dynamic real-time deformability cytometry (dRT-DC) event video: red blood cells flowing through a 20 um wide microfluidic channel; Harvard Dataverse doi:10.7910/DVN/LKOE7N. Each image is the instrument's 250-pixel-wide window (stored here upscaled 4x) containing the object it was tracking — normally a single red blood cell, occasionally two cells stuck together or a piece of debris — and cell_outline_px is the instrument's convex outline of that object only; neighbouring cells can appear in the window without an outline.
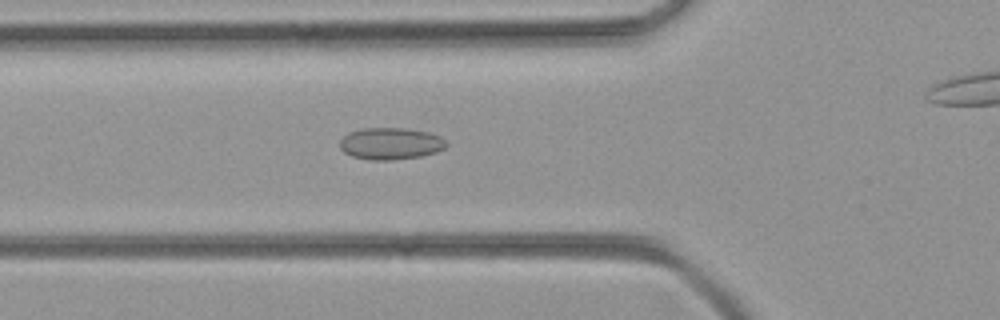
{"species": "common noctule bat (a hibernating species)", "species_latin": "Nyctalus noctula", "temperature_condition": "room temperature", "stored_images_in_passage": 42, "camera_frame_rate_fps": 3000, "um_per_image_px": 0.085, "animal": {"sex": "female", "body_mass_g": 21.9}, "frame": {"image": 1, "passage_image": 17, "time_ms": 5.333, "image_size_px": [1000, 320], "cell_outline_px": [[448, 144], [444, 148], [436, 152], [420, 156], [392, 160], [368, 160], [352, 156], [344, 152], [340, 148], [340, 140], [348, 132], [364, 128], [404, 128], [428, 132], [440, 136]], "centroid_in_image_um": [33.18, 12.2], "position_along_channel_um": 92.6, "area_um2": 19.77}}
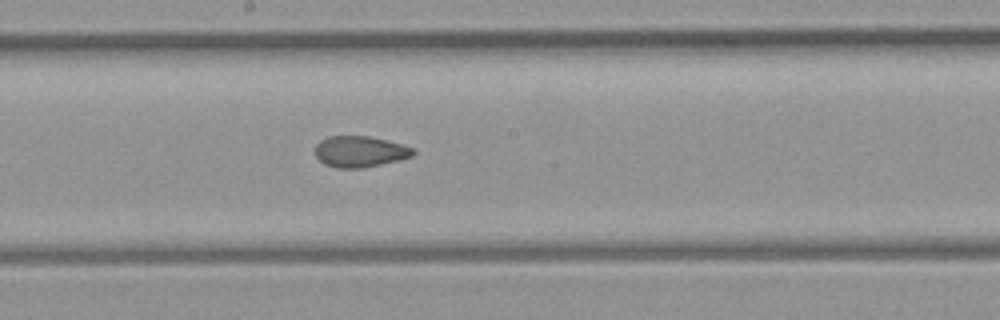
{"frame": {"image": 2, "passage_image": 26, "time_ms": 8.333, "image_size_px": [1000, 320], "cell_outline_px": [[416, 152], [412, 156], [400, 160], [360, 168], [336, 168], [324, 164], [316, 156], [316, 144], [320, 140], [328, 136], [368, 136], [388, 140], [416, 148]], "centroid_in_image_um": [30.62, 12.88], "position_along_channel_um": 217.6, "area_um2": 17.86}}
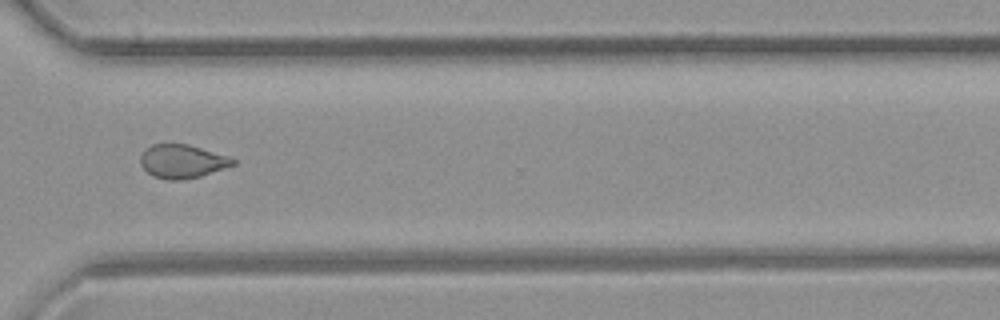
{"frame": {"image": 3, "passage_image": 36, "time_ms": 11.667, "image_size_px": [1000, 320], "cell_outline_px": [[236, 164], [200, 176], [184, 180], [168, 180], [152, 176], [140, 164], [140, 156], [152, 144], [188, 144], [228, 156], [236, 160]], "centroid_in_image_um": [15.49, 13.72], "position_along_channel_um": 355.1, "area_um2": 17.98}}